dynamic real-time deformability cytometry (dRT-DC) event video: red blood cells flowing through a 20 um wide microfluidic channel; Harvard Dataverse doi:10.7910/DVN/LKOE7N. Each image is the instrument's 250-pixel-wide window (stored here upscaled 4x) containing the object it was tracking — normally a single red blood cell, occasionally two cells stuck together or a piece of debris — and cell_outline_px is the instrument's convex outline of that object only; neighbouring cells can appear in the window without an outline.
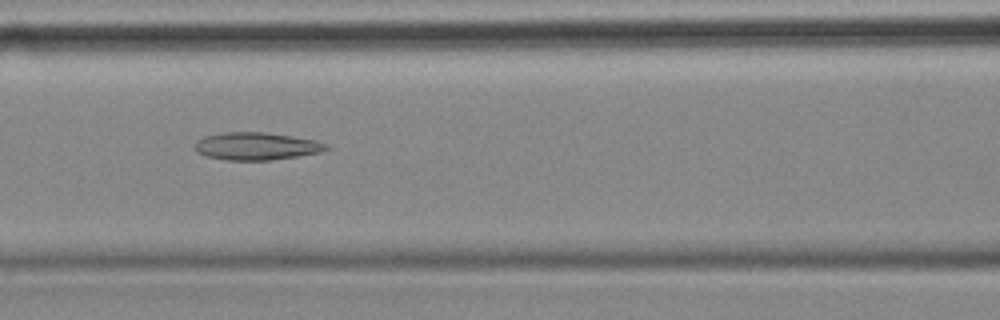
{"species": "common noctule bat (a hibernating species)", "species_latin": "Nyctalus noctula", "temperature_condition": "cold", "stored_images_in_passage": 49, "camera_frame_rate_fps": 3000, "um_per_image_px": 0.085, "animal": {"sex": "female", "body_mass_g": 18.4}, "frame": {"image": 1, "passage_image": 23, "time_ms": 7.333, "image_size_px": [1000, 320], "cell_outline_px": [[328, 148], [320, 152], [272, 160], [228, 160], [208, 156], [196, 152], [196, 140], [204, 136], [224, 132], [264, 132], [292, 136], [316, 140], [324, 144]], "centroid_in_image_um": [21.76, 12.42], "position_along_channel_um": 144.8, "area_um2": 20.87}}
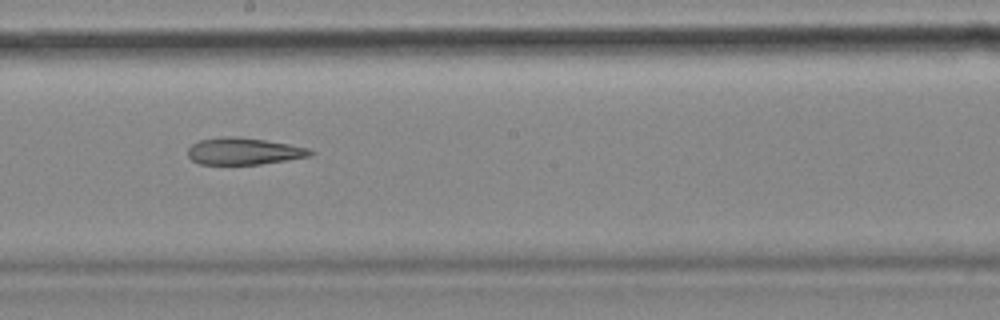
{"frame": {"image": 2, "passage_image": 30, "time_ms": 9.667, "image_size_px": [1000, 320], "cell_outline_px": [[316, 152], [308, 156], [260, 164], [200, 164], [192, 160], [188, 156], [188, 148], [192, 144], [200, 140], [220, 136], [240, 136], [288, 144], [308, 148]], "centroid_in_image_um": [20.68, 12.84], "position_along_channel_um": 227.5, "area_um2": 19.07}}
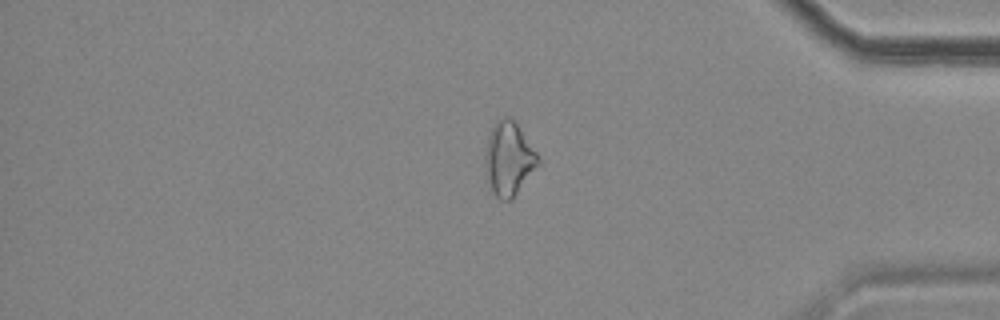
{"frame": {"image": 3, "passage_image": 46, "time_ms": 15.0, "image_size_px": [1000, 320], "cell_outline_px": [[540, 164], [512, 200], [500, 200], [492, 192], [484, 160], [484, 152], [488, 136], [496, 120], [504, 116], [512, 116], [536, 152], [540, 160]], "centroid_in_image_um": [43.25, 13.48], "position_along_channel_um": 391.9, "area_um2": 22.83}}